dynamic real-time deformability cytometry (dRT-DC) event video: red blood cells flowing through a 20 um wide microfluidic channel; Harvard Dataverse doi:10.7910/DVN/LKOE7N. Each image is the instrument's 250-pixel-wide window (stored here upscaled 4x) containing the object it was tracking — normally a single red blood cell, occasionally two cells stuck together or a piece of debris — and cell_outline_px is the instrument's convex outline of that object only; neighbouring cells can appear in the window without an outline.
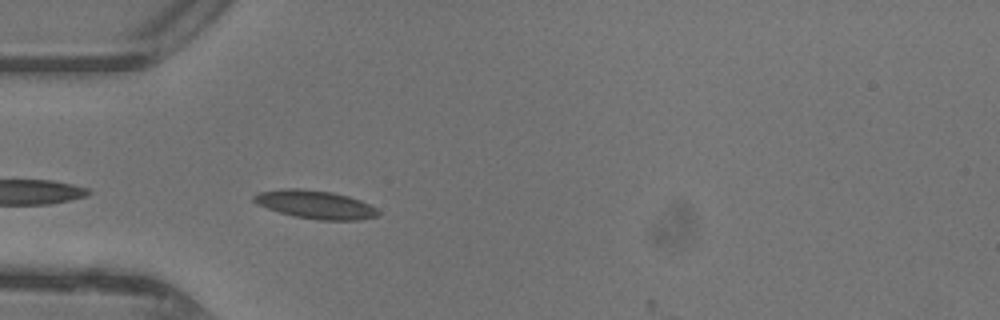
{"species": "common noctule bat (a hibernating species)", "species_latin": "Nyctalus noctula", "temperature_condition": "warm", "stored_images_in_passage": 6, "camera_frame_rate_fps": 3000, "um_per_image_px": 0.085, "animal": {"sex": "female"}, "frame": {"image": 1, "passage_image": 2, "time_ms": 0.333, "image_size_px": [1000, 320], "cell_outline_px": [[380, 212], [376, 216], [360, 220], [320, 220], [296, 216], [280, 212], [268, 208], [252, 200], [252, 196], [260, 192], [284, 188], [300, 188], [332, 192], [348, 196], [360, 200], [376, 208]], "centroid_in_image_um": [26.82, 17.38], "position_along_channel_um": 58.2, "area_um2": 20.23}}
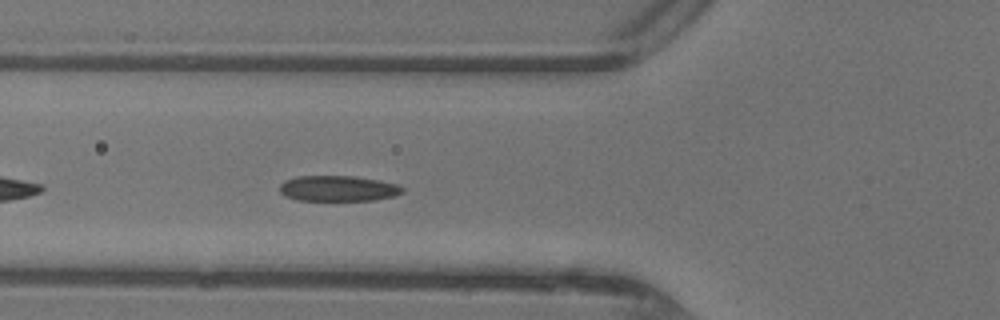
{"frame": {"image": 2, "passage_image": 5, "time_ms": 1.333, "image_size_px": [1000, 320], "cell_outline_px": [[404, 192], [396, 196], [372, 200], [296, 200], [284, 196], [280, 192], [280, 184], [284, 180], [296, 176], [352, 176], [380, 180], [396, 184], [404, 188]], "centroid_in_image_um": [28.73, 16.02], "position_along_channel_um": 97.1, "area_um2": 18.44}}